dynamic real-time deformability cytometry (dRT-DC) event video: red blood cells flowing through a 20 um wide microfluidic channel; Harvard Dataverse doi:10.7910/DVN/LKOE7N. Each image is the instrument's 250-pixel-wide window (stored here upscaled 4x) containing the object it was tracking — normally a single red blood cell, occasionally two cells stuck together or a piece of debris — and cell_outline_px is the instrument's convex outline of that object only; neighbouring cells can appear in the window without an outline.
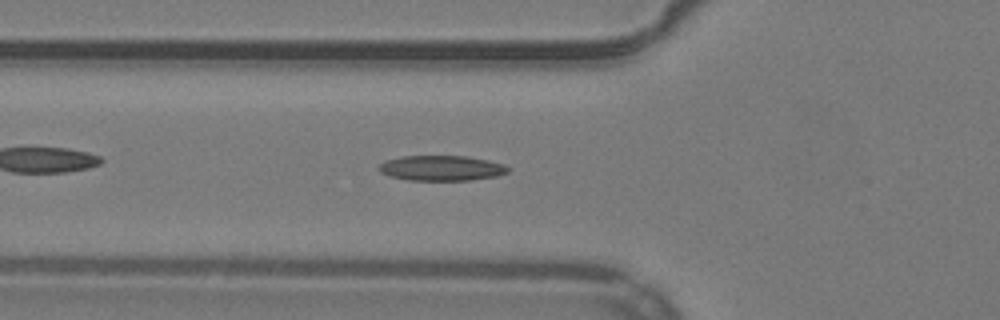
{"species": "common noctule bat (a hibernating species)", "species_latin": "Nyctalus noctula", "temperature_condition": "warm", "stored_images_in_passage": 53, "camera_frame_rate_fps": 3000, "um_per_image_px": 0.085, "animal": {"sex": "male", "body_mass_g": 19.2, "forearm_length_mm": 51.8}, "frame": {"image": 1, "passage_image": 19, "time_ms": 6.0, "image_size_px": [1000, 320], "cell_outline_px": [[508, 172], [496, 176], [468, 180], [408, 180], [388, 176], [380, 172], [376, 168], [384, 160], [404, 156], [468, 156], [488, 160], [504, 164], [508, 168]], "centroid_in_image_um": [37.47, 14.28], "position_along_channel_um": 88.3, "area_um2": 19.02}}
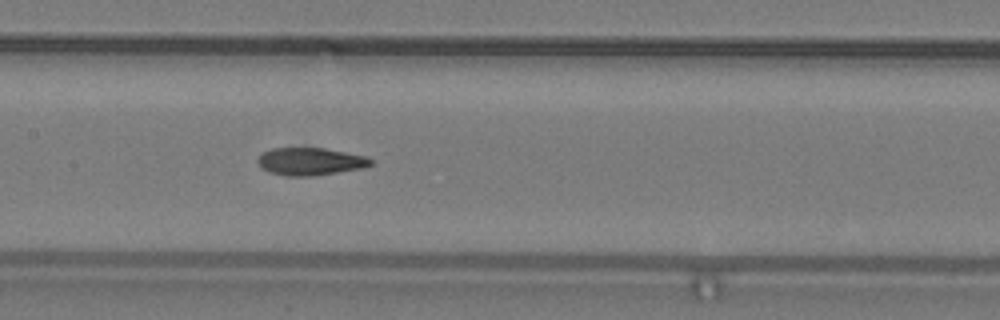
{"frame": {"image": 2, "passage_image": 26, "time_ms": 8.333, "image_size_px": [1000, 320], "cell_outline_px": [[372, 164], [364, 168], [308, 176], [288, 176], [268, 172], [260, 168], [256, 160], [264, 152], [272, 148], [324, 148], [364, 156], [372, 160]], "centroid_in_image_um": [26.33, 13.73], "position_along_channel_um": 181.1, "area_um2": 17.98}}
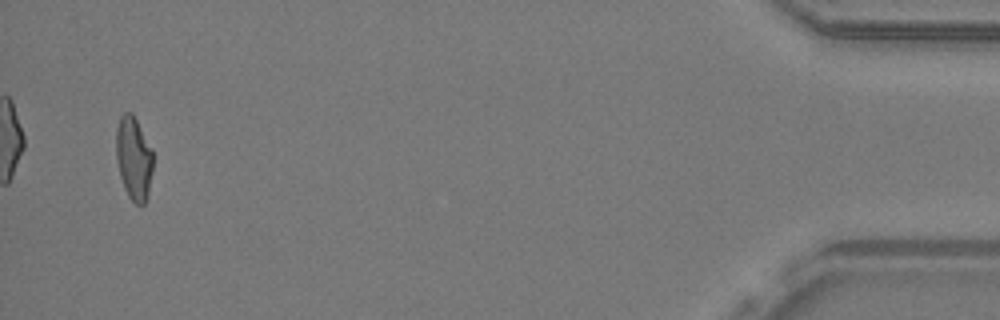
{"frame": {"image": 3, "passage_image": 51, "time_ms": 16.667, "image_size_px": [1000, 320], "cell_outline_px": [[152, 172], [148, 192], [144, 204], [136, 204], [128, 196], [124, 188], [120, 176], [116, 156], [116, 128], [120, 116], [124, 112], [132, 112], [152, 148]], "centroid_in_image_um": [11.35, 13.42], "position_along_channel_um": 423.8, "area_um2": 17.86}, "authors_computed_cell_mechanics": {"area_um2": 18.1492, "velocity_mm_per_s": 3.9278, "shape_relaxation_time_tau1_ms": null, "shape_relaxation_time_tau2_ms": 3.2304, "deformation_change_tau1": null, "deformation_change_tau2": 0.1219}}